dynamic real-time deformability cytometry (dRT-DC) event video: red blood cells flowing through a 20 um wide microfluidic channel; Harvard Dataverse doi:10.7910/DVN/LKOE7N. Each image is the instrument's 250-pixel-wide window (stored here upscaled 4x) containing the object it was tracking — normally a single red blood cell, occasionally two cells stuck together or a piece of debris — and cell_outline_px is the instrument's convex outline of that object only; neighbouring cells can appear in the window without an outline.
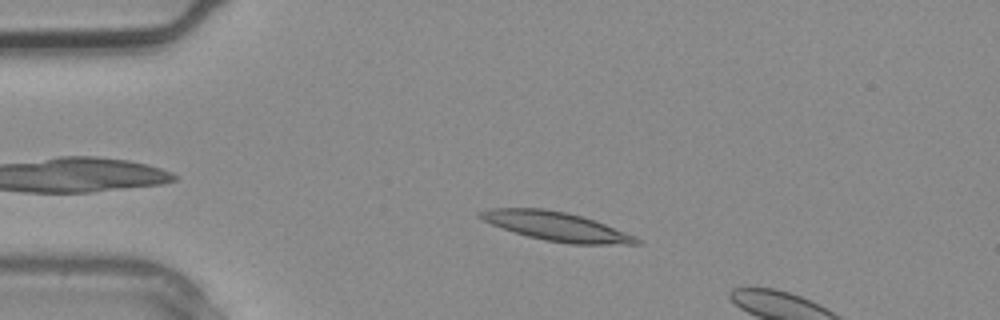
{"species": "common noctule bat (a hibernating species)", "species_latin": "Nyctalus noctula", "temperature_condition": "warm", "stored_images_in_passage": 2, "camera_frame_rate_fps": 3000, "um_per_image_px": 0.085, "animal": {"sex": "male", "body_mass_g": 20.4}, "frame": {"image": 1, "passage_image": 1, "time_ms": 0.0, "image_size_px": [1000, 320], "cell_outline_px": [[640, 244], [572, 244], [544, 240], [528, 236], [492, 224], [476, 216], [476, 212], [492, 208], [544, 208], [564, 212], [596, 220], [636, 236], [640, 240]], "centroid_in_image_um": [47.3, 19.24], "position_along_channel_um": 37.7, "area_um2": 26.13}}